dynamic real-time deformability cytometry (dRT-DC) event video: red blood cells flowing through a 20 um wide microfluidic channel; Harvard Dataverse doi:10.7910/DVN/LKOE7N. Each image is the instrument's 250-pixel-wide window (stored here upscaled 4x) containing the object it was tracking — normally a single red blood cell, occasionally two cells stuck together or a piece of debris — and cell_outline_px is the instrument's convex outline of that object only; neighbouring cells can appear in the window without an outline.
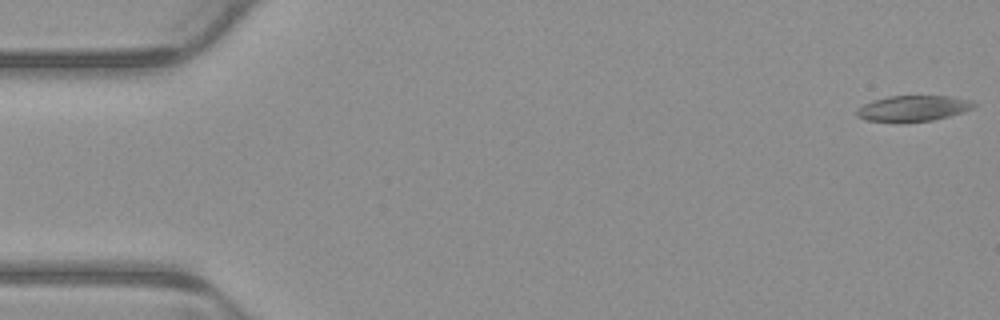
{"species": "common noctule bat (a hibernating species)", "species_latin": "Nyctalus noctula", "temperature_condition": "warm", "stored_images_in_passage": 5, "camera_frame_rate_fps": 3000, "um_per_image_px": 0.085, "animal": {"sex": "male", "body_mass_g": 23.1, "forearm_length_mm": 52.7}, "frame": {"image": 1, "passage_image": 1, "time_ms": 0.0, "image_size_px": [1000, 320], "cell_outline_px": [[976, 104], [972, 108], [948, 116], [932, 120], [864, 120], [856, 116], [856, 108], [864, 104], [888, 96], [948, 96], [972, 100]], "centroid_in_image_um": [77.61, 9.18], "position_along_channel_um": 7.4, "area_um2": 16.88}}
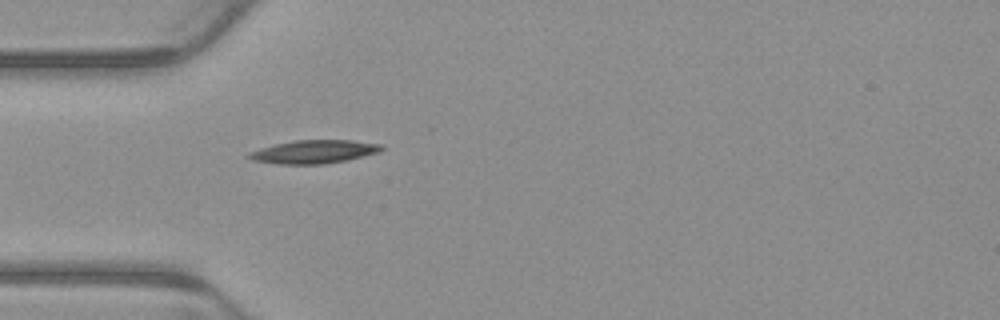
{"frame": {"image": 2, "passage_image": 5, "time_ms": 1.333, "image_size_px": [1000, 320], "cell_outline_px": [[384, 148], [380, 152], [348, 160], [324, 164], [280, 164], [252, 160], [244, 156], [248, 152], [260, 148], [292, 140], [352, 140], [380, 144]], "centroid_in_image_um": [26.67, 12.9], "position_along_channel_um": 58.3, "area_um2": 18.15}}